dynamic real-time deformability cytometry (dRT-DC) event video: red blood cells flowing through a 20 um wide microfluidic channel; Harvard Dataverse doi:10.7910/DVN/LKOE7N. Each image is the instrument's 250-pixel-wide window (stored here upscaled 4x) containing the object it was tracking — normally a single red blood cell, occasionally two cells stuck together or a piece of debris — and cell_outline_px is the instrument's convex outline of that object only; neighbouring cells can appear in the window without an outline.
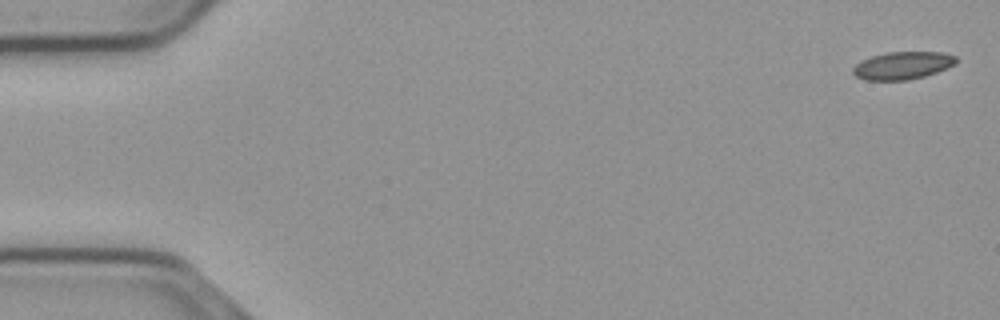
{"species": "common noctule bat (a hibernating species)", "species_latin": "Nyctalus noctula", "temperature_condition": "cold", "stored_images_in_passage": 56, "camera_frame_rate_fps": 3000, "um_per_image_px": 0.085, "animal": {"sex": "male", "body_mass_g": 23.1, "forearm_length_mm": 52.7}, "frame": {"image": 1, "passage_image": 1, "time_ms": 0.0, "image_size_px": [1000, 320], "cell_outline_px": [[956, 64], [936, 72], [924, 76], [908, 80], [864, 80], [856, 76], [852, 72], [852, 68], [856, 64], [872, 56], [888, 52], [940, 52], [956, 56]], "centroid_in_image_um": [76.72, 5.57], "position_along_channel_um": 8.3, "area_um2": 16.47}}
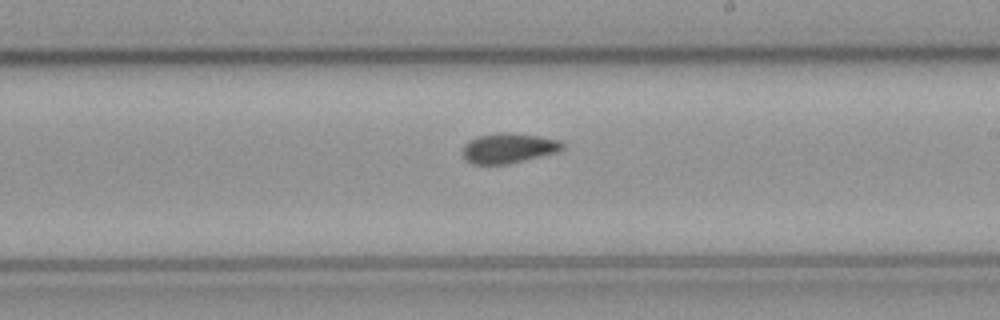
{"frame": {"image": 2, "passage_image": 32, "time_ms": 10.333, "image_size_px": [1000, 320], "cell_outline_px": [[564, 148], [556, 152], [508, 164], [472, 164], [464, 156], [464, 144], [480, 136], [504, 132], [540, 136], [560, 140], [564, 144]], "centroid_in_image_um": [43.27, 12.59], "position_along_channel_um": 245.7, "area_um2": 17.05}}
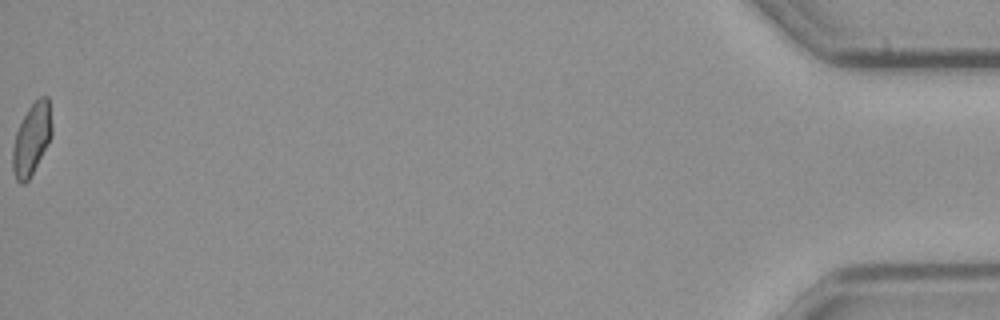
{"frame": {"image": 3, "passage_image": 56, "time_ms": 18.333, "image_size_px": [1000, 320], "cell_outline_px": [[52, 136], [48, 144], [28, 180], [24, 184], [20, 184], [16, 180], [12, 168], [12, 148], [16, 132], [28, 108], [40, 96], [48, 96], [52, 124]], "centroid_in_image_um": [2.69, 11.83], "position_along_channel_um": 432.5, "area_um2": 16.3}, "authors_computed_cell_mechanics": {"area_um2": 16.8776, "velocity_mm_per_s": 3.6833, "shape_relaxation_time_tau1_ms": null, "shape_relaxation_time_tau2_ms": 2.5839, "deformation_change_tau1": null, "deformation_change_tau2": 0.0658}}